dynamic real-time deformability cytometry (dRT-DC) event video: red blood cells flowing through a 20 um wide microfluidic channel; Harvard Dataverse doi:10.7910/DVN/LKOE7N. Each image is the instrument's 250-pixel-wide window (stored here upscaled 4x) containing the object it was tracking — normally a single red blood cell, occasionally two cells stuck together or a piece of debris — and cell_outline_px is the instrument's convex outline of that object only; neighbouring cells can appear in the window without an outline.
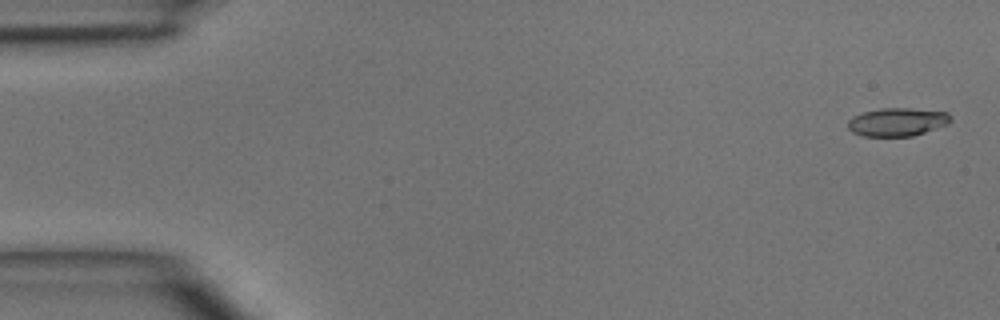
{"species": "common noctule bat (a hibernating species)", "species_latin": "Nyctalus noctula", "temperature_condition": "room temperature", "stored_images_in_passage": 4, "camera_frame_rate_fps": 3000, "um_per_image_px": 0.085, "animal": {"sex": "male", "body_mass_g": 15.6}, "frame": {"image": 1, "passage_image": 1, "time_ms": 0.0, "image_size_px": [1000, 320], "cell_outline_px": [[952, 120], [948, 124], [912, 136], [864, 136], [852, 132], [848, 128], [848, 120], [852, 116], [864, 112], [880, 108], [908, 108], [948, 112], [952, 116]], "centroid_in_image_um": [76.27, 10.36], "position_along_channel_um": 8.7, "area_um2": 16.94}}
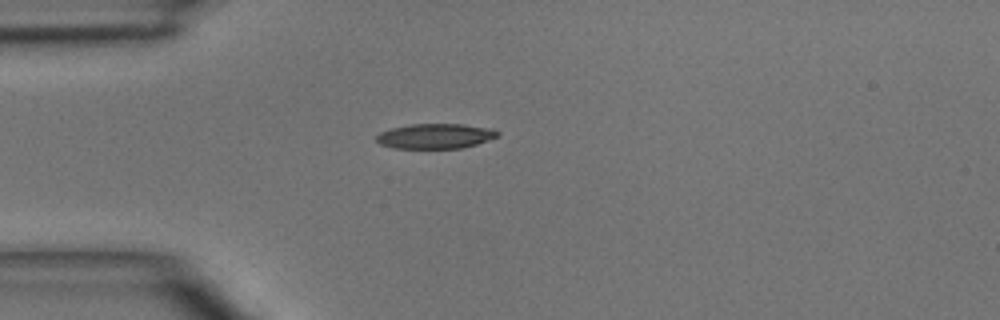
{"frame": {"image": 2, "passage_image": 4, "time_ms": 3.667, "image_size_px": [1000, 320], "cell_outline_px": [[500, 136], [476, 144], [460, 148], [392, 148], [380, 144], [376, 140], [376, 136], [380, 132], [392, 128], [412, 124], [464, 124], [492, 128], [500, 132]], "centroid_in_image_um": [37.03, 11.56], "position_along_channel_um": 48.0, "area_um2": 17.69}}